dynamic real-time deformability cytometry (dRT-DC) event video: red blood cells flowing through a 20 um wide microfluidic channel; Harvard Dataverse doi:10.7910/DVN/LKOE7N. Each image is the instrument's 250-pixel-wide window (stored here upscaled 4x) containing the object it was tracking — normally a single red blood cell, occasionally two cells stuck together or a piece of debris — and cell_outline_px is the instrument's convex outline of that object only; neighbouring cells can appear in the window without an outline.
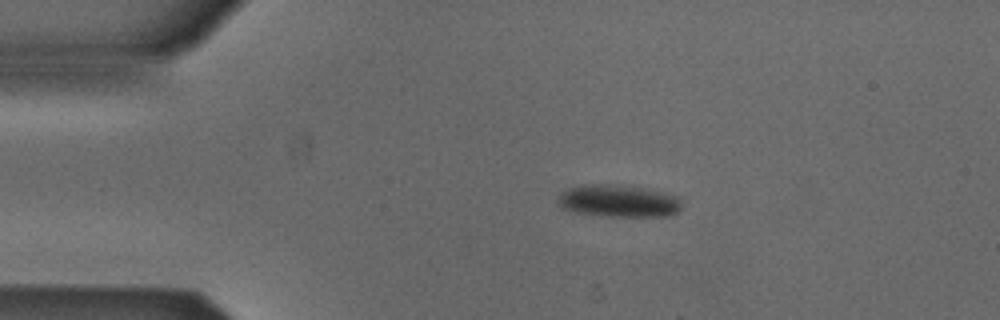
{"species": "Egyptian fruit bat (a non-hibernating species)", "species_latin": "Rousettus aegyptiacus", "temperature_condition": "cold", "stored_images_in_passage": 31, "camera_frame_rate_fps": 3000, "um_per_image_px": 0.085, "animal": {"sex": "male"}, "frame": {"image": 1, "passage_image": 1, "time_ms": 0.0, "image_size_px": [1000, 320], "cell_outline_px": [[680, 212], [672, 216], [608, 216], [572, 212], [560, 208], [556, 200], [568, 188], [584, 184], [620, 184], [644, 188], [664, 192], [680, 196]], "centroid_in_image_um": [52.59, 17.08], "position_along_channel_um": 32.4, "area_um2": 23.7}}
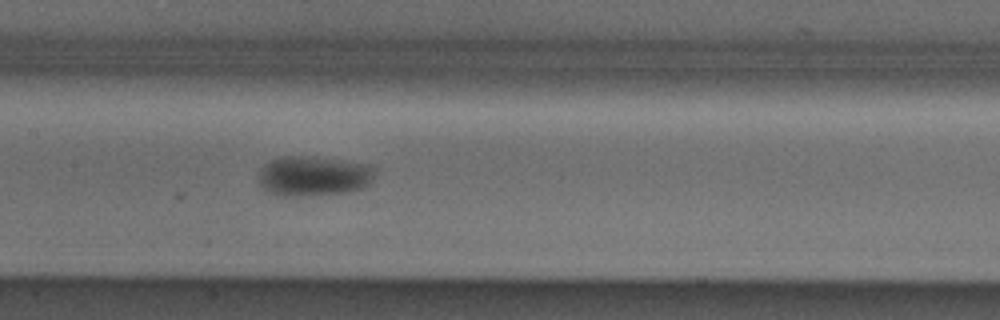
{"frame": {"image": 2, "passage_image": 16, "time_ms": 5.0, "image_size_px": [1000, 320], "cell_outline_px": [[376, 168], [368, 184], [364, 188], [344, 192], [300, 196], [280, 196], [264, 188], [260, 184], [256, 176], [260, 168], [264, 164], [280, 156], [312, 156], [372, 164]], "centroid_in_image_um": [26.63, 14.94], "position_along_channel_um": 180.8, "area_um2": 27.28}}
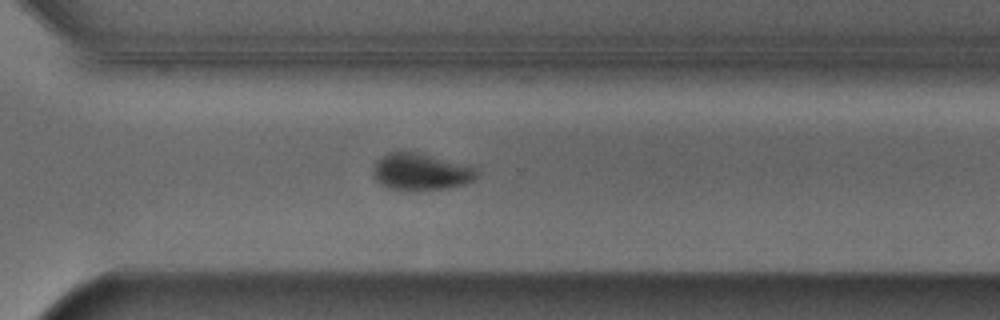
{"frame": {"image": 3, "passage_image": 28, "time_ms": 9.0, "image_size_px": [1000, 320], "cell_outline_px": [[480, 172], [472, 180], [464, 184], [448, 188], [412, 192], [388, 188], [380, 184], [372, 176], [372, 172], [376, 160], [392, 152], [412, 152], [468, 164], [476, 168]], "centroid_in_image_um": [35.77, 14.64], "position_along_channel_um": 334.8, "area_um2": 22.48}, "authors_computed_cell_mechanics": {"area_um2": 24.9118, "velocity_mm_per_s": 3.8584, "shape_relaxation_time_tau1_ms": 5.1794, "shape_relaxation_time_tau2_ms": 4.6399, "deformation_change_tau1": 0.1188, "deformation_change_tau2": 0.0563}}